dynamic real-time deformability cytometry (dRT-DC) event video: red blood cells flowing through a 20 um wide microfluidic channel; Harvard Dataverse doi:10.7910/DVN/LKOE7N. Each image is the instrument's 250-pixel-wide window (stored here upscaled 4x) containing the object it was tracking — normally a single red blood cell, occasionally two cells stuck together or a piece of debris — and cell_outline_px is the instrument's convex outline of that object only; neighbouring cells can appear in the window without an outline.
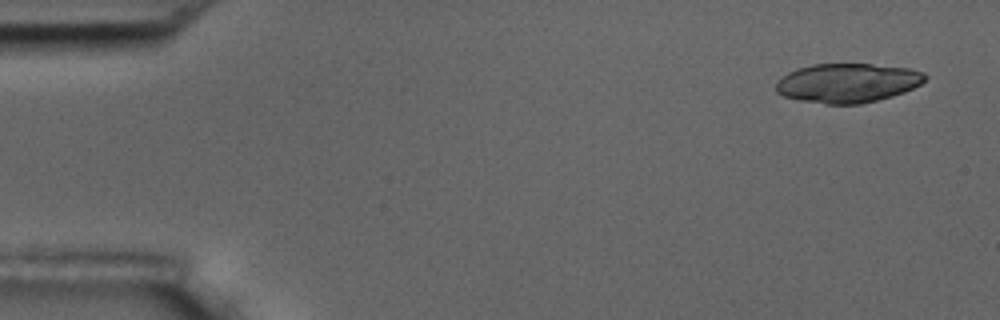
{"species": "common noctule bat (a hibernating species)", "species_latin": "Nyctalus noctula", "temperature_condition": "room temperature", "stored_images_in_passage": 5, "camera_frame_rate_fps": 3000, "um_per_image_px": 0.085, "animal": {"sex": "male", "body_mass_g": 17.5, "forearm_length_mm": 52.3}, "frame": {"image": 1, "passage_image": 1, "time_ms": 0.0, "image_size_px": [1000, 320], "cell_outline_px": [[928, 76], [920, 84], [904, 92], [892, 96], [860, 104], [824, 104], [800, 100], [784, 96], [776, 92], [776, 84], [788, 72], [796, 68], [812, 64], [872, 64], [908, 68], [924, 72]], "centroid_in_image_um": [72.04, 7.05], "position_along_channel_um": 13.0, "area_um2": 33.99}}